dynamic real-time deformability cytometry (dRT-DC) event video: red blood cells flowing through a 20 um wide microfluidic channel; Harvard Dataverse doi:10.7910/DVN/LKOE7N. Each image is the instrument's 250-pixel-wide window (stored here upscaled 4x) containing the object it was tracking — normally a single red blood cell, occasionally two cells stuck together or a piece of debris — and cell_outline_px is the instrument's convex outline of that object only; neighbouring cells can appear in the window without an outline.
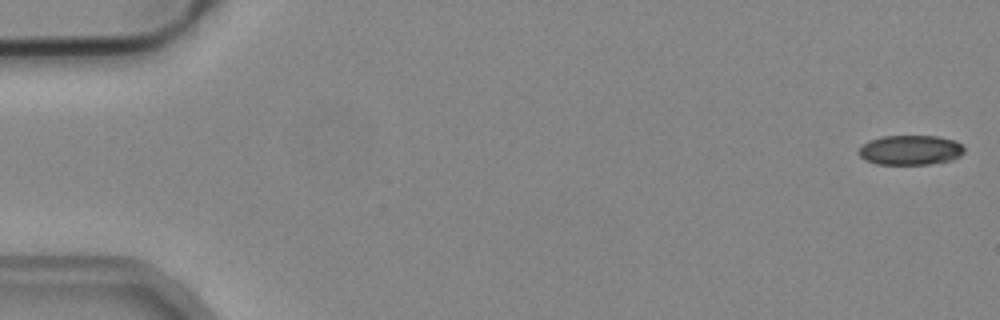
{"species": "common noctule bat (a hibernating species)", "species_latin": "Nyctalus noctula", "temperature_condition": "cold", "stored_images_in_passage": 16, "camera_frame_rate_fps": 3000, "um_per_image_px": 0.085, "animal": {"sex": "male", "body_mass_g": 19.2, "forearm_length_mm": 51.8}, "frame": {"image": 1, "passage_image": 1, "time_ms": 0.0, "image_size_px": [1000, 320], "cell_outline_px": [[964, 152], [960, 156], [952, 160], [928, 164], [876, 164], [864, 160], [856, 152], [868, 140], [884, 136], [936, 136], [956, 140], [964, 148]], "centroid_in_image_um": [77.37, 12.75], "position_along_channel_um": 7.6, "area_um2": 18.38}}
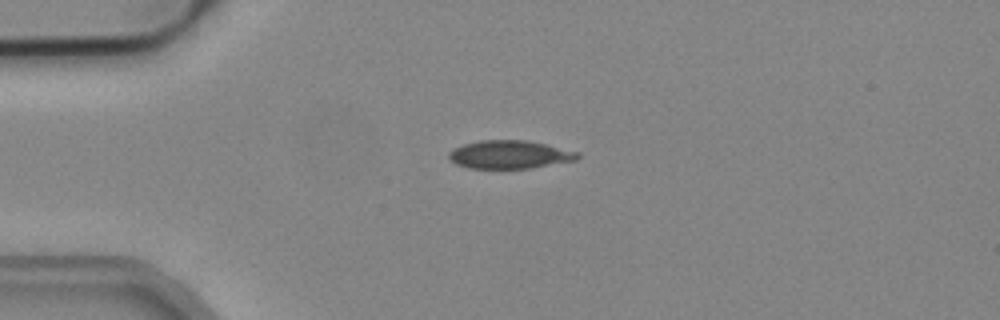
{"frame": {"image": 2, "passage_image": 13, "time_ms": 4.0, "image_size_px": [1000, 320], "cell_outline_px": [[580, 156], [576, 160], [532, 168], [468, 168], [456, 164], [448, 156], [448, 152], [452, 148], [464, 144], [480, 140], [528, 140], [580, 152]], "centroid_in_image_um": [43.32, 13.13], "position_along_channel_um": 41.7, "area_um2": 21.21}}